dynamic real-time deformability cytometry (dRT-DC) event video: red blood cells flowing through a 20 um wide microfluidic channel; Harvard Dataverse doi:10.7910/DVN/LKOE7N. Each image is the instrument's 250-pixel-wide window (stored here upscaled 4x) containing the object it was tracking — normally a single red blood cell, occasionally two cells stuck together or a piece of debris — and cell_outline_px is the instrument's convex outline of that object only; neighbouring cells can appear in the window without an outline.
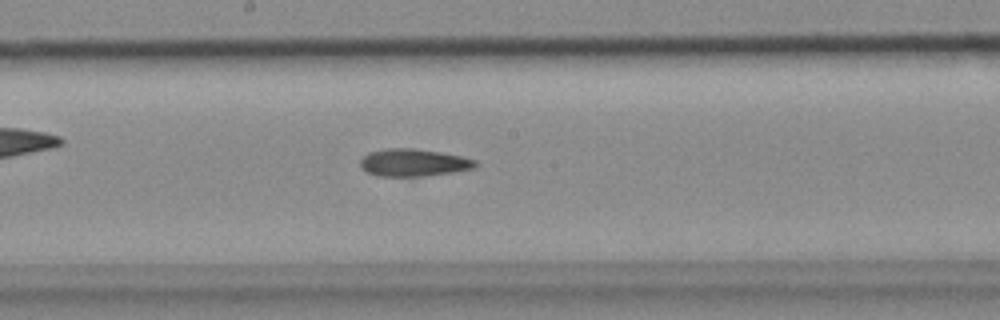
{"species": "common noctule bat (a hibernating species)", "species_latin": "Nyctalus noctula", "temperature_condition": "cold", "stored_images_in_passage": 28, "camera_frame_rate_fps": 3000, "um_per_image_px": 0.085, "animal": {"sex": "female", "body_mass_g": 18.4}, "frame": {"image": 1, "passage_image": 13, "time_ms": 4.0, "image_size_px": [1000, 320], "cell_outline_px": [[480, 164], [476, 168], [452, 172], [424, 176], [376, 176], [368, 172], [360, 164], [360, 160], [368, 152], [384, 148], [412, 148], [440, 152], [464, 156], [476, 160]], "centroid_in_image_um": [35.19, 13.81], "position_along_channel_um": 213.0, "area_um2": 18.55}}
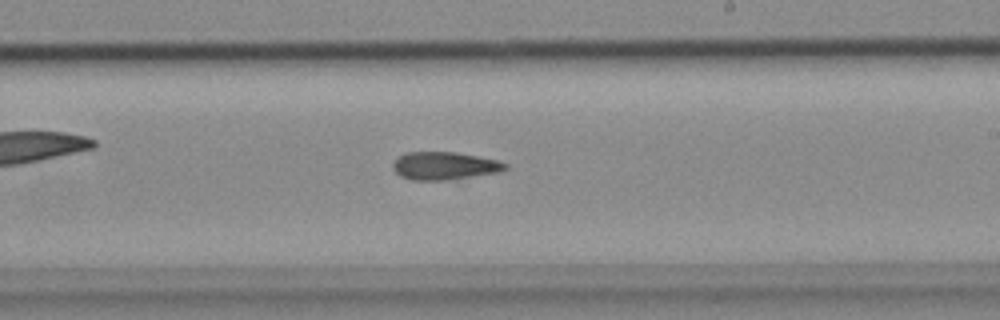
{"frame": {"image": 2, "passage_image": 16, "time_ms": 5.0, "image_size_px": [1000, 320], "cell_outline_px": [[508, 168], [496, 172], [444, 180], [412, 180], [400, 176], [392, 168], [392, 164], [404, 152], [456, 152], [496, 160], [508, 164]], "centroid_in_image_um": [37.73, 14.08], "position_along_channel_um": 251.3, "area_um2": 17.92}}